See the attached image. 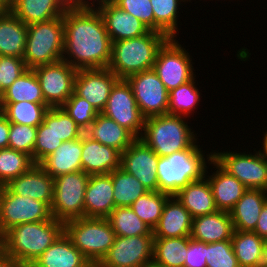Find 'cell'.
Here are the masks:
<instances>
[{
    "mask_svg": "<svg viewBox=\"0 0 267 267\" xmlns=\"http://www.w3.org/2000/svg\"><path fill=\"white\" fill-rule=\"evenodd\" d=\"M27 32V25L7 11L0 18V56L23 58Z\"/></svg>",
    "mask_w": 267,
    "mask_h": 267,
    "instance_id": "cell-30",
    "label": "cell"
},
{
    "mask_svg": "<svg viewBox=\"0 0 267 267\" xmlns=\"http://www.w3.org/2000/svg\"><path fill=\"white\" fill-rule=\"evenodd\" d=\"M192 216L176 196H170L163 208L159 223L153 229L154 238L190 236Z\"/></svg>",
    "mask_w": 267,
    "mask_h": 267,
    "instance_id": "cell-24",
    "label": "cell"
},
{
    "mask_svg": "<svg viewBox=\"0 0 267 267\" xmlns=\"http://www.w3.org/2000/svg\"><path fill=\"white\" fill-rule=\"evenodd\" d=\"M7 12V10L0 4V18Z\"/></svg>",
    "mask_w": 267,
    "mask_h": 267,
    "instance_id": "cell-59",
    "label": "cell"
},
{
    "mask_svg": "<svg viewBox=\"0 0 267 267\" xmlns=\"http://www.w3.org/2000/svg\"><path fill=\"white\" fill-rule=\"evenodd\" d=\"M169 37L150 30L131 39L112 42V55L108 68L119 78L153 68L157 53Z\"/></svg>",
    "mask_w": 267,
    "mask_h": 267,
    "instance_id": "cell-4",
    "label": "cell"
},
{
    "mask_svg": "<svg viewBox=\"0 0 267 267\" xmlns=\"http://www.w3.org/2000/svg\"><path fill=\"white\" fill-rule=\"evenodd\" d=\"M199 89L196 86L195 77L169 92L168 114L190 117L194 110L198 109L200 102ZM197 107V108H196Z\"/></svg>",
    "mask_w": 267,
    "mask_h": 267,
    "instance_id": "cell-38",
    "label": "cell"
},
{
    "mask_svg": "<svg viewBox=\"0 0 267 267\" xmlns=\"http://www.w3.org/2000/svg\"><path fill=\"white\" fill-rule=\"evenodd\" d=\"M28 267H92V264L63 232Z\"/></svg>",
    "mask_w": 267,
    "mask_h": 267,
    "instance_id": "cell-22",
    "label": "cell"
},
{
    "mask_svg": "<svg viewBox=\"0 0 267 267\" xmlns=\"http://www.w3.org/2000/svg\"><path fill=\"white\" fill-rule=\"evenodd\" d=\"M198 143L196 141L190 148L159 157L156 170L159 192L175 196L186 185L205 176L206 164L213 156L212 152L205 156L206 152Z\"/></svg>",
    "mask_w": 267,
    "mask_h": 267,
    "instance_id": "cell-2",
    "label": "cell"
},
{
    "mask_svg": "<svg viewBox=\"0 0 267 267\" xmlns=\"http://www.w3.org/2000/svg\"><path fill=\"white\" fill-rule=\"evenodd\" d=\"M121 152L82 135V171L89 175L110 174L121 167Z\"/></svg>",
    "mask_w": 267,
    "mask_h": 267,
    "instance_id": "cell-19",
    "label": "cell"
},
{
    "mask_svg": "<svg viewBox=\"0 0 267 267\" xmlns=\"http://www.w3.org/2000/svg\"><path fill=\"white\" fill-rule=\"evenodd\" d=\"M107 219L115 236L153 235V230L135 214L131 207H115Z\"/></svg>",
    "mask_w": 267,
    "mask_h": 267,
    "instance_id": "cell-37",
    "label": "cell"
},
{
    "mask_svg": "<svg viewBox=\"0 0 267 267\" xmlns=\"http://www.w3.org/2000/svg\"><path fill=\"white\" fill-rule=\"evenodd\" d=\"M205 259L207 267H240L231 240L206 243Z\"/></svg>",
    "mask_w": 267,
    "mask_h": 267,
    "instance_id": "cell-44",
    "label": "cell"
},
{
    "mask_svg": "<svg viewBox=\"0 0 267 267\" xmlns=\"http://www.w3.org/2000/svg\"><path fill=\"white\" fill-rule=\"evenodd\" d=\"M186 118L169 114L146 118L139 139L159 157L190 148L198 138L192 127L188 126Z\"/></svg>",
    "mask_w": 267,
    "mask_h": 267,
    "instance_id": "cell-5",
    "label": "cell"
},
{
    "mask_svg": "<svg viewBox=\"0 0 267 267\" xmlns=\"http://www.w3.org/2000/svg\"><path fill=\"white\" fill-rule=\"evenodd\" d=\"M208 164L215 166L213 168L216 170L209 176L207 175L209 166H207L204 176L210 184L216 207L219 211L230 212L247 188L236 177L223 170L213 159Z\"/></svg>",
    "mask_w": 267,
    "mask_h": 267,
    "instance_id": "cell-21",
    "label": "cell"
},
{
    "mask_svg": "<svg viewBox=\"0 0 267 267\" xmlns=\"http://www.w3.org/2000/svg\"><path fill=\"white\" fill-rule=\"evenodd\" d=\"M143 117L168 114L169 91L152 69L126 78Z\"/></svg>",
    "mask_w": 267,
    "mask_h": 267,
    "instance_id": "cell-12",
    "label": "cell"
},
{
    "mask_svg": "<svg viewBox=\"0 0 267 267\" xmlns=\"http://www.w3.org/2000/svg\"><path fill=\"white\" fill-rule=\"evenodd\" d=\"M261 267H267V239L265 240V243H264V246H263Z\"/></svg>",
    "mask_w": 267,
    "mask_h": 267,
    "instance_id": "cell-56",
    "label": "cell"
},
{
    "mask_svg": "<svg viewBox=\"0 0 267 267\" xmlns=\"http://www.w3.org/2000/svg\"><path fill=\"white\" fill-rule=\"evenodd\" d=\"M63 142L54 132L53 107L49 108L43 122L37 127V136L33 149V162L40 164L50 156Z\"/></svg>",
    "mask_w": 267,
    "mask_h": 267,
    "instance_id": "cell-40",
    "label": "cell"
},
{
    "mask_svg": "<svg viewBox=\"0 0 267 267\" xmlns=\"http://www.w3.org/2000/svg\"><path fill=\"white\" fill-rule=\"evenodd\" d=\"M16 0H0V4L7 10L11 11Z\"/></svg>",
    "mask_w": 267,
    "mask_h": 267,
    "instance_id": "cell-55",
    "label": "cell"
},
{
    "mask_svg": "<svg viewBox=\"0 0 267 267\" xmlns=\"http://www.w3.org/2000/svg\"><path fill=\"white\" fill-rule=\"evenodd\" d=\"M266 201V190L247 189L230 211L234 230L254 232Z\"/></svg>",
    "mask_w": 267,
    "mask_h": 267,
    "instance_id": "cell-27",
    "label": "cell"
},
{
    "mask_svg": "<svg viewBox=\"0 0 267 267\" xmlns=\"http://www.w3.org/2000/svg\"><path fill=\"white\" fill-rule=\"evenodd\" d=\"M101 113L125 127L136 138L141 137L145 118L126 79H118L113 85L106 107Z\"/></svg>",
    "mask_w": 267,
    "mask_h": 267,
    "instance_id": "cell-15",
    "label": "cell"
},
{
    "mask_svg": "<svg viewBox=\"0 0 267 267\" xmlns=\"http://www.w3.org/2000/svg\"><path fill=\"white\" fill-rule=\"evenodd\" d=\"M47 104L33 102L0 103V112L10 123L38 127L49 110Z\"/></svg>",
    "mask_w": 267,
    "mask_h": 267,
    "instance_id": "cell-36",
    "label": "cell"
},
{
    "mask_svg": "<svg viewBox=\"0 0 267 267\" xmlns=\"http://www.w3.org/2000/svg\"><path fill=\"white\" fill-rule=\"evenodd\" d=\"M36 136L37 127L11 123L9 133V148L28 154L33 160V149Z\"/></svg>",
    "mask_w": 267,
    "mask_h": 267,
    "instance_id": "cell-45",
    "label": "cell"
},
{
    "mask_svg": "<svg viewBox=\"0 0 267 267\" xmlns=\"http://www.w3.org/2000/svg\"><path fill=\"white\" fill-rule=\"evenodd\" d=\"M118 79L109 68L80 69L75 76L74 92L101 113Z\"/></svg>",
    "mask_w": 267,
    "mask_h": 267,
    "instance_id": "cell-16",
    "label": "cell"
},
{
    "mask_svg": "<svg viewBox=\"0 0 267 267\" xmlns=\"http://www.w3.org/2000/svg\"><path fill=\"white\" fill-rule=\"evenodd\" d=\"M5 186L13 194L44 202L49 208L52 205L54 178L39 164H34L27 172L11 179Z\"/></svg>",
    "mask_w": 267,
    "mask_h": 267,
    "instance_id": "cell-18",
    "label": "cell"
},
{
    "mask_svg": "<svg viewBox=\"0 0 267 267\" xmlns=\"http://www.w3.org/2000/svg\"><path fill=\"white\" fill-rule=\"evenodd\" d=\"M148 267H159V266L151 264V265L148 266Z\"/></svg>",
    "mask_w": 267,
    "mask_h": 267,
    "instance_id": "cell-60",
    "label": "cell"
},
{
    "mask_svg": "<svg viewBox=\"0 0 267 267\" xmlns=\"http://www.w3.org/2000/svg\"><path fill=\"white\" fill-rule=\"evenodd\" d=\"M192 218L218 211L208 180L203 177L186 185L176 195Z\"/></svg>",
    "mask_w": 267,
    "mask_h": 267,
    "instance_id": "cell-29",
    "label": "cell"
},
{
    "mask_svg": "<svg viewBox=\"0 0 267 267\" xmlns=\"http://www.w3.org/2000/svg\"><path fill=\"white\" fill-rule=\"evenodd\" d=\"M264 137H263V142H262V148H263V151L265 153V155L267 156V130L265 131V133L263 134Z\"/></svg>",
    "mask_w": 267,
    "mask_h": 267,
    "instance_id": "cell-58",
    "label": "cell"
},
{
    "mask_svg": "<svg viewBox=\"0 0 267 267\" xmlns=\"http://www.w3.org/2000/svg\"><path fill=\"white\" fill-rule=\"evenodd\" d=\"M153 235L115 236L100 267H148L153 260Z\"/></svg>",
    "mask_w": 267,
    "mask_h": 267,
    "instance_id": "cell-13",
    "label": "cell"
},
{
    "mask_svg": "<svg viewBox=\"0 0 267 267\" xmlns=\"http://www.w3.org/2000/svg\"><path fill=\"white\" fill-rule=\"evenodd\" d=\"M110 175L115 207H130L134 201L148 192L135 176L127 173L121 167L113 170Z\"/></svg>",
    "mask_w": 267,
    "mask_h": 267,
    "instance_id": "cell-35",
    "label": "cell"
},
{
    "mask_svg": "<svg viewBox=\"0 0 267 267\" xmlns=\"http://www.w3.org/2000/svg\"><path fill=\"white\" fill-rule=\"evenodd\" d=\"M64 232V223L51 218L46 221L22 223L4 234L5 255L22 264L35 260Z\"/></svg>",
    "mask_w": 267,
    "mask_h": 267,
    "instance_id": "cell-3",
    "label": "cell"
},
{
    "mask_svg": "<svg viewBox=\"0 0 267 267\" xmlns=\"http://www.w3.org/2000/svg\"><path fill=\"white\" fill-rule=\"evenodd\" d=\"M27 70L23 58L0 56V97Z\"/></svg>",
    "mask_w": 267,
    "mask_h": 267,
    "instance_id": "cell-46",
    "label": "cell"
},
{
    "mask_svg": "<svg viewBox=\"0 0 267 267\" xmlns=\"http://www.w3.org/2000/svg\"><path fill=\"white\" fill-rule=\"evenodd\" d=\"M51 218L50 208L44 202L13 194L5 185L0 186V229L4 234L22 223Z\"/></svg>",
    "mask_w": 267,
    "mask_h": 267,
    "instance_id": "cell-11",
    "label": "cell"
},
{
    "mask_svg": "<svg viewBox=\"0 0 267 267\" xmlns=\"http://www.w3.org/2000/svg\"><path fill=\"white\" fill-rule=\"evenodd\" d=\"M89 177V174L77 171L54 178V197L50 207L53 218L65 223L84 217V196Z\"/></svg>",
    "mask_w": 267,
    "mask_h": 267,
    "instance_id": "cell-9",
    "label": "cell"
},
{
    "mask_svg": "<svg viewBox=\"0 0 267 267\" xmlns=\"http://www.w3.org/2000/svg\"><path fill=\"white\" fill-rule=\"evenodd\" d=\"M170 195L159 191H148L130 206L139 218L152 230L159 223L164 205Z\"/></svg>",
    "mask_w": 267,
    "mask_h": 267,
    "instance_id": "cell-41",
    "label": "cell"
},
{
    "mask_svg": "<svg viewBox=\"0 0 267 267\" xmlns=\"http://www.w3.org/2000/svg\"><path fill=\"white\" fill-rule=\"evenodd\" d=\"M107 33L112 42L140 37L150 29L132 14L124 12L117 5L108 4L100 7Z\"/></svg>",
    "mask_w": 267,
    "mask_h": 267,
    "instance_id": "cell-23",
    "label": "cell"
},
{
    "mask_svg": "<svg viewBox=\"0 0 267 267\" xmlns=\"http://www.w3.org/2000/svg\"><path fill=\"white\" fill-rule=\"evenodd\" d=\"M64 232L92 265L102 261L115 239V232L107 218L72 219L64 223Z\"/></svg>",
    "mask_w": 267,
    "mask_h": 267,
    "instance_id": "cell-6",
    "label": "cell"
},
{
    "mask_svg": "<svg viewBox=\"0 0 267 267\" xmlns=\"http://www.w3.org/2000/svg\"><path fill=\"white\" fill-rule=\"evenodd\" d=\"M61 107L83 131L94 122L99 113L90 103L79 97L75 92Z\"/></svg>",
    "mask_w": 267,
    "mask_h": 267,
    "instance_id": "cell-43",
    "label": "cell"
},
{
    "mask_svg": "<svg viewBox=\"0 0 267 267\" xmlns=\"http://www.w3.org/2000/svg\"><path fill=\"white\" fill-rule=\"evenodd\" d=\"M188 1L191 2V0H150L155 17V31L169 38H177L179 5Z\"/></svg>",
    "mask_w": 267,
    "mask_h": 267,
    "instance_id": "cell-39",
    "label": "cell"
},
{
    "mask_svg": "<svg viewBox=\"0 0 267 267\" xmlns=\"http://www.w3.org/2000/svg\"><path fill=\"white\" fill-rule=\"evenodd\" d=\"M254 232L264 240L267 239V201L261 210Z\"/></svg>",
    "mask_w": 267,
    "mask_h": 267,
    "instance_id": "cell-51",
    "label": "cell"
},
{
    "mask_svg": "<svg viewBox=\"0 0 267 267\" xmlns=\"http://www.w3.org/2000/svg\"><path fill=\"white\" fill-rule=\"evenodd\" d=\"M65 11L58 0H16L11 9L27 26L62 17Z\"/></svg>",
    "mask_w": 267,
    "mask_h": 267,
    "instance_id": "cell-31",
    "label": "cell"
},
{
    "mask_svg": "<svg viewBox=\"0 0 267 267\" xmlns=\"http://www.w3.org/2000/svg\"><path fill=\"white\" fill-rule=\"evenodd\" d=\"M5 254L4 233L0 229V257Z\"/></svg>",
    "mask_w": 267,
    "mask_h": 267,
    "instance_id": "cell-57",
    "label": "cell"
},
{
    "mask_svg": "<svg viewBox=\"0 0 267 267\" xmlns=\"http://www.w3.org/2000/svg\"><path fill=\"white\" fill-rule=\"evenodd\" d=\"M82 136L63 142L50 156L39 165L52 177L82 171Z\"/></svg>",
    "mask_w": 267,
    "mask_h": 267,
    "instance_id": "cell-28",
    "label": "cell"
},
{
    "mask_svg": "<svg viewBox=\"0 0 267 267\" xmlns=\"http://www.w3.org/2000/svg\"><path fill=\"white\" fill-rule=\"evenodd\" d=\"M114 4L155 31V17L150 0H115Z\"/></svg>",
    "mask_w": 267,
    "mask_h": 267,
    "instance_id": "cell-48",
    "label": "cell"
},
{
    "mask_svg": "<svg viewBox=\"0 0 267 267\" xmlns=\"http://www.w3.org/2000/svg\"><path fill=\"white\" fill-rule=\"evenodd\" d=\"M84 133L99 143L123 153L137 138L125 127L120 126L103 113H98L94 122Z\"/></svg>",
    "mask_w": 267,
    "mask_h": 267,
    "instance_id": "cell-26",
    "label": "cell"
},
{
    "mask_svg": "<svg viewBox=\"0 0 267 267\" xmlns=\"http://www.w3.org/2000/svg\"><path fill=\"white\" fill-rule=\"evenodd\" d=\"M158 160L159 156L137 138L121 154V168L135 176L148 191H158Z\"/></svg>",
    "mask_w": 267,
    "mask_h": 267,
    "instance_id": "cell-17",
    "label": "cell"
},
{
    "mask_svg": "<svg viewBox=\"0 0 267 267\" xmlns=\"http://www.w3.org/2000/svg\"><path fill=\"white\" fill-rule=\"evenodd\" d=\"M33 102L46 104L39 80L33 69H28L0 97V103Z\"/></svg>",
    "mask_w": 267,
    "mask_h": 267,
    "instance_id": "cell-34",
    "label": "cell"
},
{
    "mask_svg": "<svg viewBox=\"0 0 267 267\" xmlns=\"http://www.w3.org/2000/svg\"><path fill=\"white\" fill-rule=\"evenodd\" d=\"M65 10L83 9V0H58Z\"/></svg>",
    "mask_w": 267,
    "mask_h": 267,
    "instance_id": "cell-54",
    "label": "cell"
},
{
    "mask_svg": "<svg viewBox=\"0 0 267 267\" xmlns=\"http://www.w3.org/2000/svg\"><path fill=\"white\" fill-rule=\"evenodd\" d=\"M34 164L31 156L24 152L9 147L0 149V186L24 174Z\"/></svg>",
    "mask_w": 267,
    "mask_h": 267,
    "instance_id": "cell-42",
    "label": "cell"
},
{
    "mask_svg": "<svg viewBox=\"0 0 267 267\" xmlns=\"http://www.w3.org/2000/svg\"><path fill=\"white\" fill-rule=\"evenodd\" d=\"M10 122L0 112V149L9 147Z\"/></svg>",
    "mask_w": 267,
    "mask_h": 267,
    "instance_id": "cell-50",
    "label": "cell"
},
{
    "mask_svg": "<svg viewBox=\"0 0 267 267\" xmlns=\"http://www.w3.org/2000/svg\"><path fill=\"white\" fill-rule=\"evenodd\" d=\"M114 208L111 175H90L84 196V217L107 218Z\"/></svg>",
    "mask_w": 267,
    "mask_h": 267,
    "instance_id": "cell-20",
    "label": "cell"
},
{
    "mask_svg": "<svg viewBox=\"0 0 267 267\" xmlns=\"http://www.w3.org/2000/svg\"><path fill=\"white\" fill-rule=\"evenodd\" d=\"M206 243L193 240L189 236V245L183 267H207Z\"/></svg>",
    "mask_w": 267,
    "mask_h": 267,
    "instance_id": "cell-49",
    "label": "cell"
},
{
    "mask_svg": "<svg viewBox=\"0 0 267 267\" xmlns=\"http://www.w3.org/2000/svg\"><path fill=\"white\" fill-rule=\"evenodd\" d=\"M189 245V236L154 238L152 264L159 267H183Z\"/></svg>",
    "mask_w": 267,
    "mask_h": 267,
    "instance_id": "cell-32",
    "label": "cell"
},
{
    "mask_svg": "<svg viewBox=\"0 0 267 267\" xmlns=\"http://www.w3.org/2000/svg\"><path fill=\"white\" fill-rule=\"evenodd\" d=\"M92 1V0H89ZM88 0H83V9H99L100 7L108 4H113L115 0H93L89 2ZM98 5V6H97Z\"/></svg>",
    "mask_w": 267,
    "mask_h": 267,
    "instance_id": "cell-52",
    "label": "cell"
},
{
    "mask_svg": "<svg viewBox=\"0 0 267 267\" xmlns=\"http://www.w3.org/2000/svg\"><path fill=\"white\" fill-rule=\"evenodd\" d=\"M234 232L230 212L216 211L192 220L190 238L203 243L231 240Z\"/></svg>",
    "mask_w": 267,
    "mask_h": 267,
    "instance_id": "cell-25",
    "label": "cell"
},
{
    "mask_svg": "<svg viewBox=\"0 0 267 267\" xmlns=\"http://www.w3.org/2000/svg\"><path fill=\"white\" fill-rule=\"evenodd\" d=\"M46 104L61 107L74 93V81L77 69L64 60L33 68Z\"/></svg>",
    "mask_w": 267,
    "mask_h": 267,
    "instance_id": "cell-14",
    "label": "cell"
},
{
    "mask_svg": "<svg viewBox=\"0 0 267 267\" xmlns=\"http://www.w3.org/2000/svg\"><path fill=\"white\" fill-rule=\"evenodd\" d=\"M193 64L190 53L176 38H169L159 49L153 70L170 92L196 76Z\"/></svg>",
    "mask_w": 267,
    "mask_h": 267,
    "instance_id": "cell-10",
    "label": "cell"
},
{
    "mask_svg": "<svg viewBox=\"0 0 267 267\" xmlns=\"http://www.w3.org/2000/svg\"><path fill=\"white\" fill-rule=\"evenodd\" d=\"M254 151L248 154L246 151L237 153L212 150V158L223 170L242 182L247 189L267 191V156L261 149Z\"/></svg>",
    "mask_w": 267,
    "mask_h": 267,
    "instance_id": "cell-8",
    "label": "cell"
},
{
    "mask_svg": "<svg viewBox=\"0 0 267 267\" xmlns=\"http://www.w3.org/2000/svg\"><path fill=\"white\" fill-rule=\"evenodd\" d=\"M231 241L240 267H261L263 238L255 232L234 230Z\"/></svg>",
    "mask_w": 267,
    "mask_h": 267,
    "instance_id": "cell-33",
    "label": "cell"
},
{
    "mask_svg": "<svg viewBox=\"0 0 267 267\" xmlns=\"http://www.w3.org/2000/svg\"><path fill=\"white\" fill-rule=\"evenodd\" d=\"M23 60L28 69L62 60L64 49L63 16L27 26Z\"/></svg>",
    "mask_w": 267,
    "mask_h": 267,
    "instance_id": "cell-7",
    "label": "cell"
},
{
    "mask_svg": "<svg viewBox=\"0 0 267 267\" xmlns=\"http://www.w3.org/2000/svg\"><path fill=\"white\" fill-rule=\"evenodd\" d=\"M0 267H28L25 264H22L13 257L3 255L0 257Z\"/></svg>",
    "mask_w": 267,
    "mask_h": 267,
    "instance_id": "cell-53",
    "label": "cell"
},
{
    "mask_svg": "<svg viewBox=\"0 0 267 267\" xmlns=\"http://www.w3.org/2000/svg\"><path fill=\"white\" fill-rule=\"evenodd\" d=\"M53 123L54 132L62 142L80 138L84 134L62 107H53Z\"/></svg>",
    "mask_w": 267,
    "mask_h": 267,
    "instance_id": "cell-47",
    "label": "cell"
},
{
    "mask_svg": "<svg viewBox=\"0 0 267 267\" xmlns=\"http://www.w3.org/2000/svg\"><path fill=\"white\" fill-rule=\"evenodd\" d=\"M63 23L62 60L77 70L108 68L112 41L98 9L66 10Z\"/></svg>",
    "mask_w": 267,
    "mask_h": 267,
    "instance_id": "cell-1",
    "label": "cell"
}]
</instances>
